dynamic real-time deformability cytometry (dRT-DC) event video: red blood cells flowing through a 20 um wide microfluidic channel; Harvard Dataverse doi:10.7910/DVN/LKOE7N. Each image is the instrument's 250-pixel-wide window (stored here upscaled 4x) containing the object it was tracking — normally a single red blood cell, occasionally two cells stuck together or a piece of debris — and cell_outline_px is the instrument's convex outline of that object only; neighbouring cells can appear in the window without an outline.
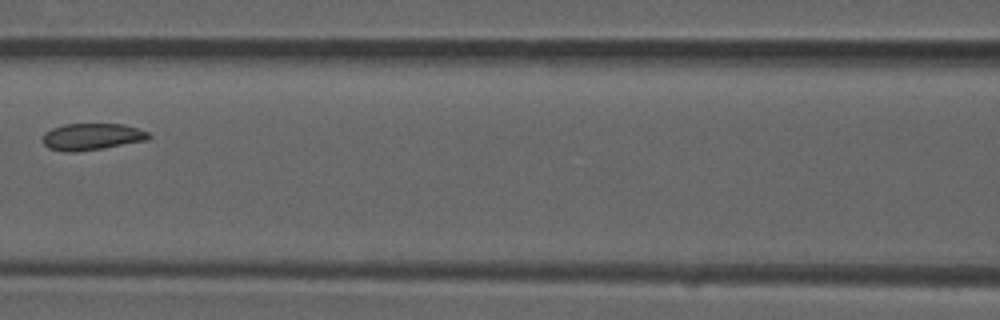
{"species": "common noctule bat (a hibernating species)", "species_latin": "Nyctalus noctula", "temperature_condition": "room temperature", "stored_images_in_passage": 4, "camera_frame_rate_fps": 3000, "um_per_image_px": 0.085, "animal": {"sex": "male", "forearm_length_mm": 52.5}, "frame": {"image": 1, "passage_image": 3, "time_ms": 0.667, "image_size_px": [1000, 320], "cell_outline_px": [[152, 136], [148, 140], [104, 148], [76, 152], [64, 152], [48, 148], [44, 144], [44, 132], [52, 128], [64, 124], [124, 124], [140, 128], [148, 132]], "centroid_in_image_um": [7.84, 11.62], "position_along_channel_um": 158.8, "area_um2": 16.7}}
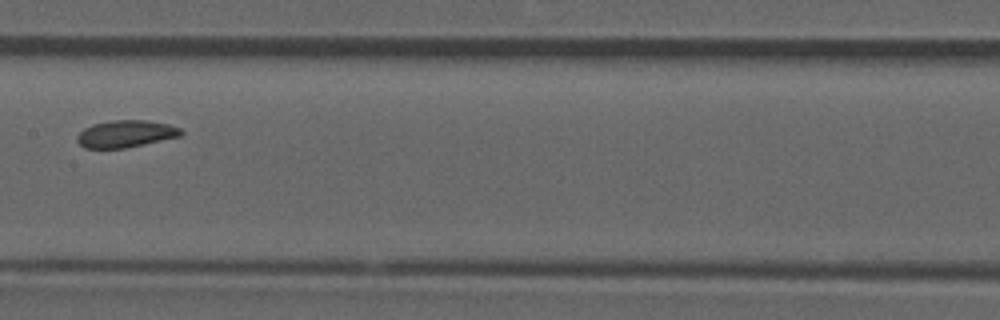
{"frame": {"image": 2, "passage_image": 4, "time_ms": 1.0, "image_size_px": [1000, 320], "cell_outline_px": [[184, 132], [180, 136], [124, 148], [84, 148], [76, 140], [76, 136], [84, 128], [92, 124], [112, 120], [148, 120], [168, 124], [180, 128]], "centroid_in_image_um": [10.67, 11.36], "position_along_channel_um": 196.7, "area_um2": 16.36}}